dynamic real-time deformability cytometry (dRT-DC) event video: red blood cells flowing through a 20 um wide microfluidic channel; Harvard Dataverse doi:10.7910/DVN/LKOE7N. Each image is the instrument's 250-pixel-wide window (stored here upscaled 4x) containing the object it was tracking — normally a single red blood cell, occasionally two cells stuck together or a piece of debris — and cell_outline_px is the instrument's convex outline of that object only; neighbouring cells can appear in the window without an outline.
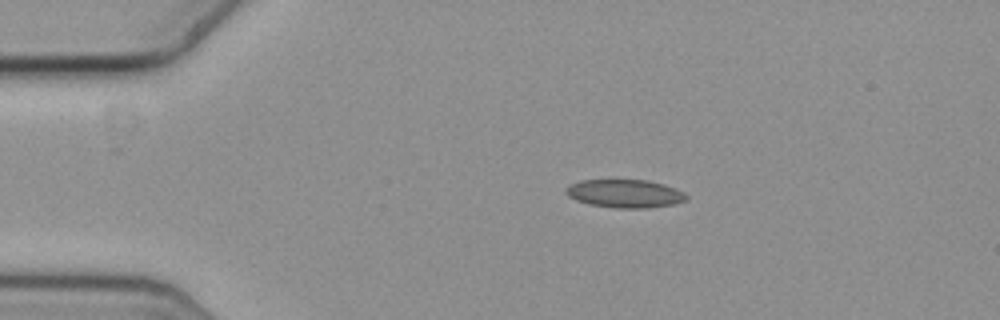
{"species": "common noctule bat (a hibernating species)", "species_latin": "Nyctalus noctula", "temperature_condition": "cold", "stored_images_in_passage": 16, "camera_frame_rate_fps": 3000, "um_per_image_px": 0.085, "animal": {"sex": "female", "body_mass_g": 19.3, "forearm_length_mm": 54.1}, "frame": {"image": 1, "passage_image": 1, "time_ms": 0.0, "image_size_px": [1000, 320], "cell_outline_px": [[688, 200], [676, 204], [648, 208], [612, 208], [588, 204], [576, 200], [568, 196], [564, 192], [564, 188], [580, 180], [648, 180], [684, 192], [688, 196]], "centroid_in_image_um": [53.1, 16.47], "position_along_channel_um": 31.9, "area_um2": 19.88}}
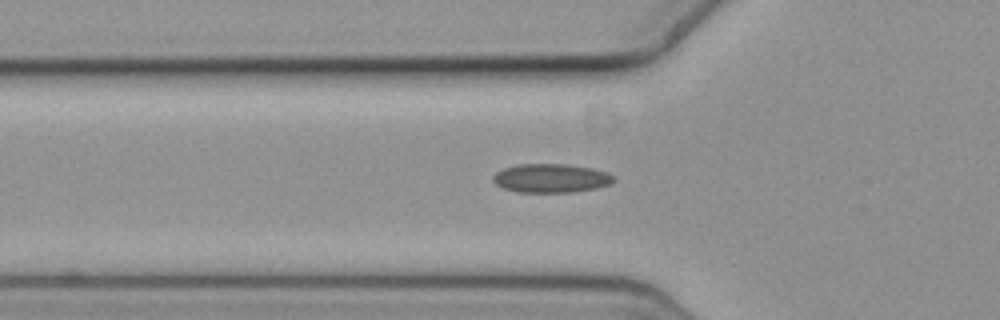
{"frame": {"image": 2, "passage_image": 9, "time_ms": 2.667, "image_size_px": [1000, 320], "cell_outline_px": [[616, 180], [608, 184], [596, 188], [572, 192], [516, 192], [504, 188], [496, 184], [492, 180], [492, 176], [496, 172], [504, 168], [520, 164], [564, 164], [592, 168], [608, 172], [616, 176]], "centroid_in_image_um": [46.85, 15.14], "position_along_channel_um": 79.0, "area_um2": 20.29}}
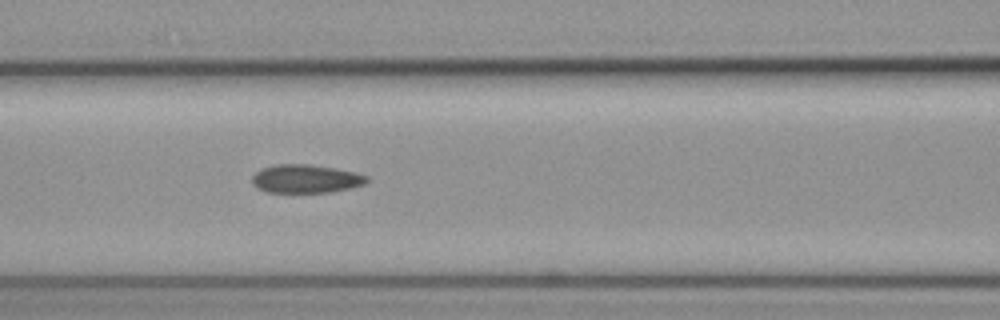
{"frame": {"image": 3, "passage_image": 14, "time_ms": 4.333, "image_size_px": [1000, 320], "cell_outline_px": [[368, 180], [364, 184], [332, 192], [264, 192], [256, 188], [252, 184], [252, 176], [260, 168], [276, 164], [308, 164], [336, 168], [356, 172], [368, 176]], "centroid_in_image_um": [25.95, 15.19], "position_along_channel_um": 140.6, "area_um2": 19.13}}